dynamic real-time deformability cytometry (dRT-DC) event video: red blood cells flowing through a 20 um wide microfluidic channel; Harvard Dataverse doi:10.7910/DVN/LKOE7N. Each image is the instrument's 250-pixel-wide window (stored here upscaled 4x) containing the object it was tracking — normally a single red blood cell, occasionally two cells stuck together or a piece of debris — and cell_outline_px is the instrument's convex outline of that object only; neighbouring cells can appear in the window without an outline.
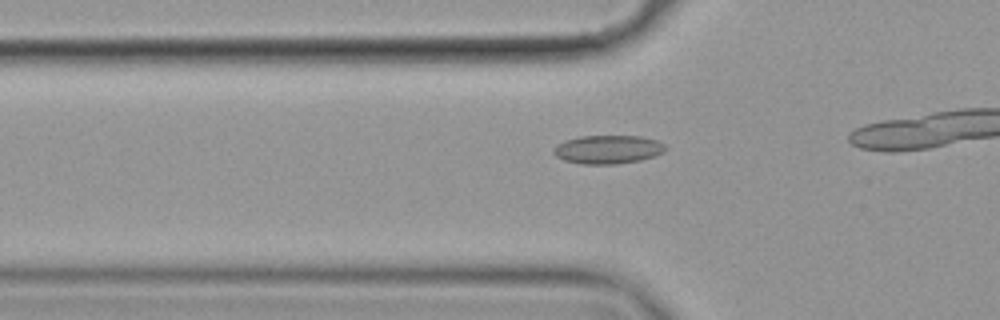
{"species": "common noctule bat (a hibernating species)", "species_latin": "Nyctalus noctula", "temperature_condition": "cold", "stored_images_in_passage": 20, "camera_frame_rate_fps": 3000, "um_per_image_px": 0.085, "animal": {"sex": "female", "body_mass_g": 19.9}, "frame": {"image": 1, "passage_image": 15, "time_ms": 4.667, "image_size_px": [1000, 320], "cell_outline_px": [[668, 148], [664, 152], [640, 160], [616, 164], [580, 164], [564, 160], [556, 156], [552, 152], [552, 148], [556, 144], [564, 140], [580, 136], [640, 136], [656, 140], [664, 144]], "centroid_in_image_um": [51.63, 12.7], "position_along_channel_um": 74.2, "area_um2": 18.73}}